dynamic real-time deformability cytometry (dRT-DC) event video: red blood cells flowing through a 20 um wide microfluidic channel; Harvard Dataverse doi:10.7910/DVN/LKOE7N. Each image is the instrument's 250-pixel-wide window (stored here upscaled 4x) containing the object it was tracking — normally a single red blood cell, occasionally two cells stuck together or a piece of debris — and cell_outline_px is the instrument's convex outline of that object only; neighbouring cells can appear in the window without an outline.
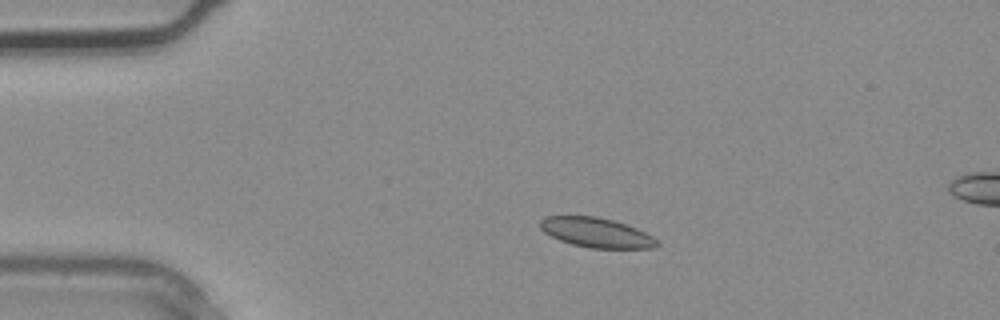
{"species": "common noctule bat (a hibernating species)", "species_latin": "Nyctalus noctula", "temperature_condition": "warm", "stored_images_in_passage": 4, "segment_of_instrument_passage": [1, 2], "camera_frame_rate_fps": 3000, "um_per_image_px": 0.085, "animal": {"sex": "male", "body_mass_g": 20.4}, "frame": {"image": 1, "passage_image": 2, "time_ms": 0.333, "image_size_px": [1000, 320], "cell_outline_px": [[660, 244], [656, 248], [588, 248], [572, 244], [560, 240], [544, 232], [540, 228], [540, 220], [544, 216], [596, 216], [612, 220], [636, 228], [652, 236]], "centroid_in_image_um": [50.67, 19.77], "position_along_channel_um": 34.3, "area_um2": 20.11}}